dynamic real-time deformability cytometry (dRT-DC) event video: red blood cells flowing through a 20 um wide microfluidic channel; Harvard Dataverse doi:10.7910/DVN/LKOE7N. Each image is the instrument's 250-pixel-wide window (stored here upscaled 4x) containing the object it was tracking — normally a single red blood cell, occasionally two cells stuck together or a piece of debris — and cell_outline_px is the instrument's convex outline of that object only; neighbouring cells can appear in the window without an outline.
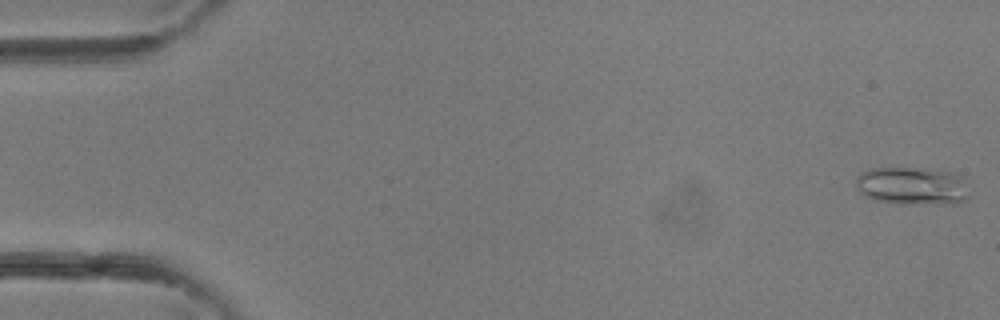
{"species": "common noctule bat (a hibernating species)", "species_latin": "Nyctalus noctula", "temperature_condition": "room temperature", "stored_images_in_passage": 39, "camera_frame_rate_fps": 3000, "um_per_image_px": 0.085, "animal": {"sex": "female"}, "frame": {"image": 1, "passage_image": 1, "time_ms": 0.0, "image_size_px": [1000, 320], "cell_outline_px": [[968, 200], [956, 204], [900, 204], [872, 200], [864, 196], [860, 192], [856, 184], [856, 176], [860, 172], [868, 168], [924, 168], [952, 172], [960, 176], [968, 196]], "centroid_in_image_um": [77.49, 15.82], "position_along_channel_um": 7.5, "area_um2": 25.37}}
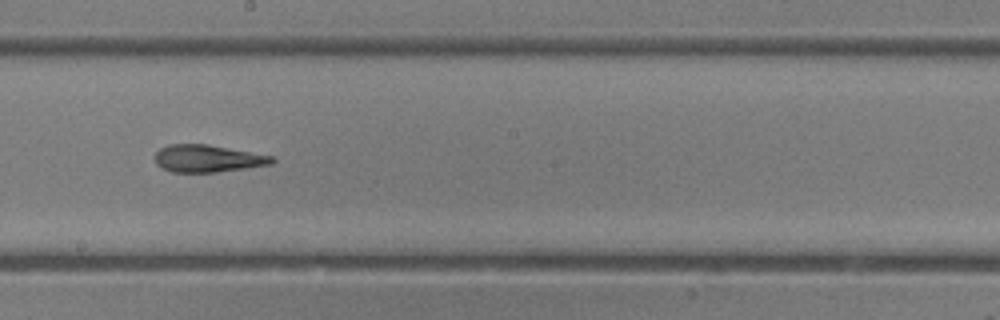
{"frame": {"image": 2, "passage_image": 22, "time_ms": 7.0, "image_size_px": [1000, 320], "cell_outline_px": [[276, 160], [272, 164], [216, 172], [172, 172], [160, 168], [156, 164], [156, 152], [160, 148], [168, 144], [208, 144], [272, 156]], "centroid_in_image_um": [17.62, 13.47], "position_along_channel_um": 230.6, "area_um2": 18.55}}
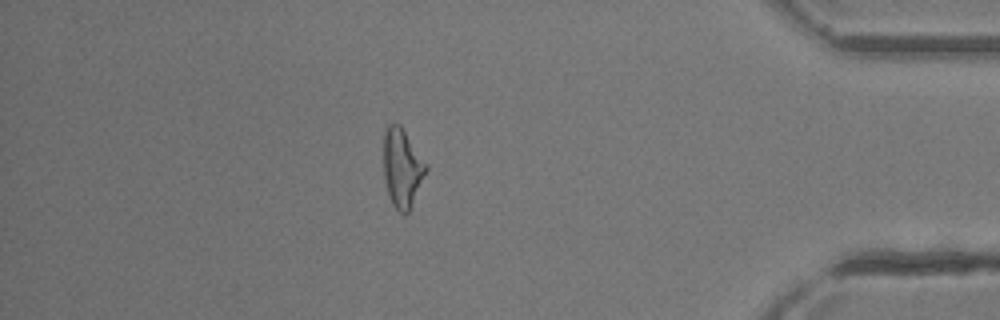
{"frame": {"image": 3, "passage_image": 34, "time_ms": 11.0, "image_size_px": [1000, 320], "cell_outline_px": [[428, 168], [408, 212], [404, 216], [392, 204], [388, 192], [384, 176], [384, 132], [388, 124], [400, 124], [428, 164]], "centroid_in_image_um": [34.19, 14.25], "position_along_channel_um": 401.0, "area_um2": 19.31}}